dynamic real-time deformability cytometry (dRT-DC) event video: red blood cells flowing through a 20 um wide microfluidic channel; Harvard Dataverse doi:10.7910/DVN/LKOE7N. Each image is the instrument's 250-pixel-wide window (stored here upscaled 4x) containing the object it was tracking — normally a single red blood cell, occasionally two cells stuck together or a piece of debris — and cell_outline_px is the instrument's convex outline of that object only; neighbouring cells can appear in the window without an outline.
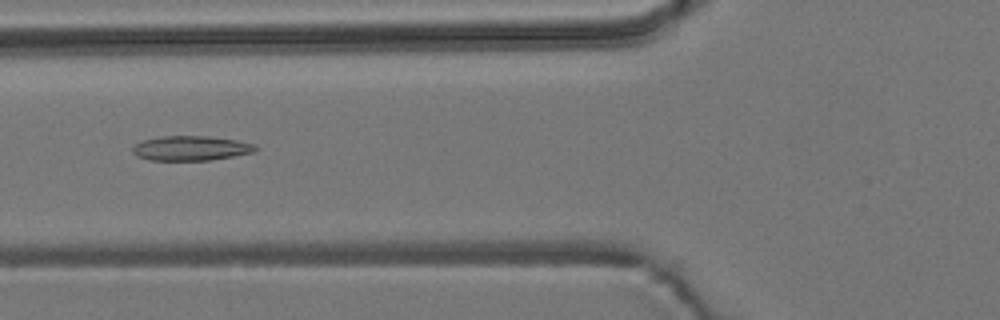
{"species": "common noctule bat (a hibernating species)", "species_latin": "Nyctalus noctula", "temperature_condition": "room temperature", "stored_images_in_passage": 41, "camera_frame_rate_fps": 3000, "um_per_image_px": 0.085, "animal": {"sex": "male", "body_mass_g": 19.2, "forearm_length_mm": 51.8}, "frame": {"image": 1, "passage_image": 7, "time_ms": 2.0, "image_size_px": [1000, 320], "cell_outline_px": [[260, 148], [256, 152], [208, 160], [148, 160], [136, 156], [132, 152], [132, 148], [136, 144], [144, 140], [160, 136], [208, 136], [236, 140], [256, 144]], "centroid_in_image_um": [16.25, 12.6], "position_along_channel_um": 109.5, "area_um2": 17.74}}
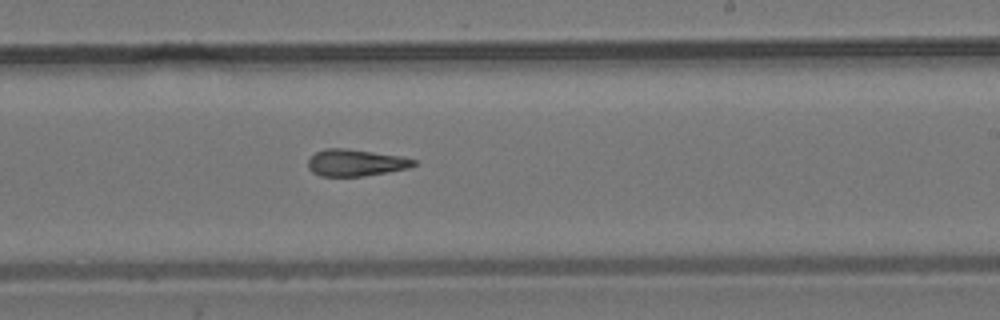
{"frame": {"image": 2, "passage_image": 19, "time_ms": 6.0, "image_size_px": [1000, 320], "cell_outline_px": [[416, 164], [408, 168], [388, 172], [364, 176], [320, 176], [312, 172], [308, 168], [308, 160], [316, 152], [324, 148], [344, 148], [400, 156], [416, 160]], "centroid_in_image_um": [30.2, 13.83], "position_along_channel_um": 258.8, "area_um2": 16.42}}
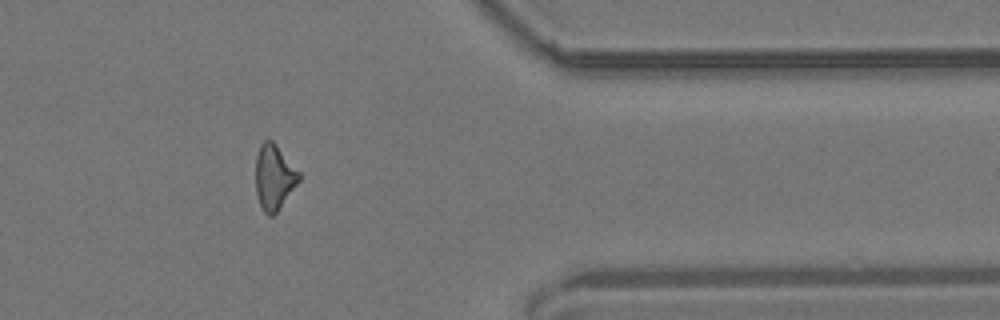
{"frame": {"image": 3, "passage_image": 31, "time_ms": 10.0, "image_size_px": [1000, 320], "cell_outline_px": [[300, 180], [276, 212], [272, 216], [268, 216], [264, 212], [260, 204], [256, 192], [256, 156], [260, 144], [264, 140], [272, 140], [276, 144], [300, 172]], "centroid_in_image_um": [23.29, 15.04], "position_along_channel_um": 388.1, "area_um2": 16.3}, "authors_computed_cell_mechanics": {"area_um2": 16.8198, "velocity_mm_per_s": 3.7262, "shape_relaxation_time_tau1_ms": null, "shape_relaxation_time_tau2_ms": 5.1219, "deformation_change_tau1": null, "deformation_change_tau2": 0.1532}}